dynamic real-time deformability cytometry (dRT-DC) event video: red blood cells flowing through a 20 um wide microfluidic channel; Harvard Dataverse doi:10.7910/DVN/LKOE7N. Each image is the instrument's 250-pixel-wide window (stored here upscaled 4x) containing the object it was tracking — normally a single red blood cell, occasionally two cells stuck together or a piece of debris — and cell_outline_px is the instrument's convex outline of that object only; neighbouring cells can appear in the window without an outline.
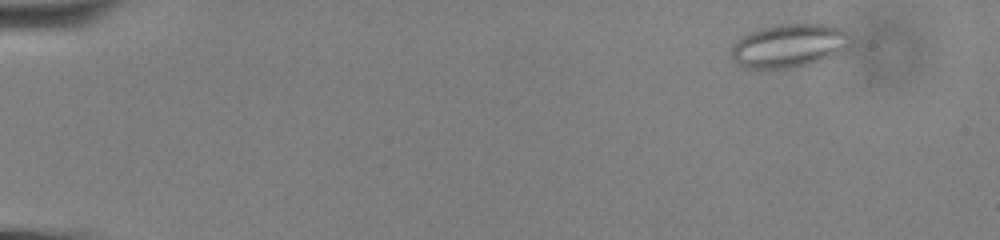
{"species": "common noctule bat (a hibernating species)", "species_latin": "Nyctalus noctula", "temperature_condition": "cold", "stored_images_in_passage": 57, "camera_frame_rate_fps": 3000, "um_per_image_px": 0.085, "animal": {"sex": "male", "body_mass_g": 13.0, "forearm_length_mm": 53.1}, "frame": {"image": 1, "passage_image": 5, "time_ms": 1.333, "image_size_px": [1000, 240], "cell_outline_px": [[856, 36], [840, 52], [820, 60], [808, 64], [784, 68], [748, 68], [736, 64], [732, 60], [732, 44], [740, 36], [748, 32], [760, 28], [776, 24], [832, 24], [852, 32]], "centroid_in_image_um": [67.08, 3.84], "position_along_channel_um": 17.9, "area_um2": 30.58}}
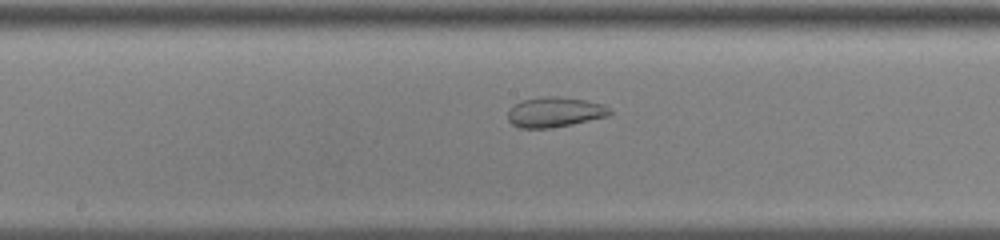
{"frame": {"image": 2, "passage_image": 31, "time_ms": 10.0, "image_size_px": [1000, 240], "cell_outline_px": [[612, 112], [608, 116], [572, 124], [552, 128], [520, 128], [512, 124], [508, 120], [508, 108], [520, 100], [544, 96], [560, 96], [584, 100], [604, 104]], "centroid_in_image_um": [47.12, 9.52], "position_along_channel_um": 201.1, "area_um2": 18.03}}
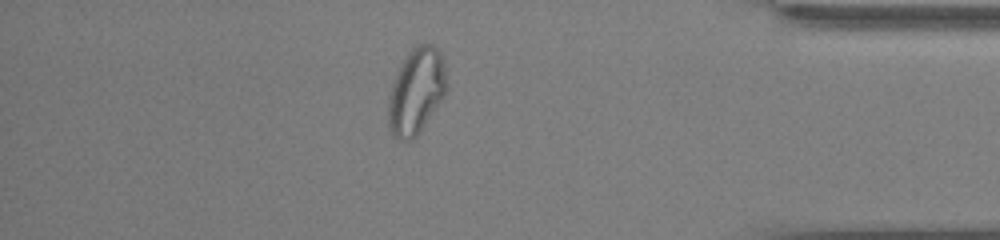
{"frame": {"image": 3, "passage_image": 50, "time_ms": 16.333, "image_size_px": [1000, 240], "cell_outline_px": [[448, 88], [444, 96], [420, 132], [412, 140], [400, 140], [392, 136], [388, 128], [388, 96], [392, 80], [400, 64], [408, 52], [416, 44], [432, 44], [444, 56]], "centroid_in_image_um": [35.38, 7.74], "position_along_channel_um": 399.8, "area_um2": 29.88}, "authors_computed_cell_mechanics": {"area_um2": 27.3972, "velocity_mm_per_s": 3.5821, "shape_relaxation_time_tau1_ms": null, "shape_relaxation_time_tau2_ms": 1.3181, "deformation_change_tau1": null, "deformation_change_tau2": 0.0676}}